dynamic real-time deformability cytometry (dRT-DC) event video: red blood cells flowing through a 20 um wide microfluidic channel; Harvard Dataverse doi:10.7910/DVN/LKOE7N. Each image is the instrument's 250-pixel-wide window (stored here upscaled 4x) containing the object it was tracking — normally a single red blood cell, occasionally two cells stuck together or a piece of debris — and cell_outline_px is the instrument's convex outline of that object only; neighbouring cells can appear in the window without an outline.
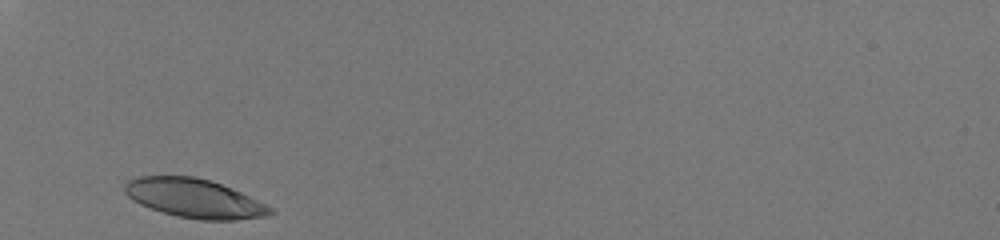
{"species": "human", "species_latin": "Homo sapiens", "temperature_condition": "room temperature", "stored_images_in_passage": 26, "camera_frame_rate_fps": 3000, "um_per_image_px": 0.085, "donor": {"sex": "male"}, "frame": {"image": 1, "passage_image": 1, "time_ms": 0.0, "image_size_px": [1000, 240], "cell_outline_px": [[276, 212], [268, 216], [236, 220], [200, 220], [176, 216], [140, 204], [132, 200], [124, 192], [124, 180], [136, 176], [192, 176], [208, 180], [220, 184], [240, 192], [272, 208]], "centroid_in_image_um": [16.47, 16.86], "position_along_channel_um": 68.5, "area_um2": 32.95}}
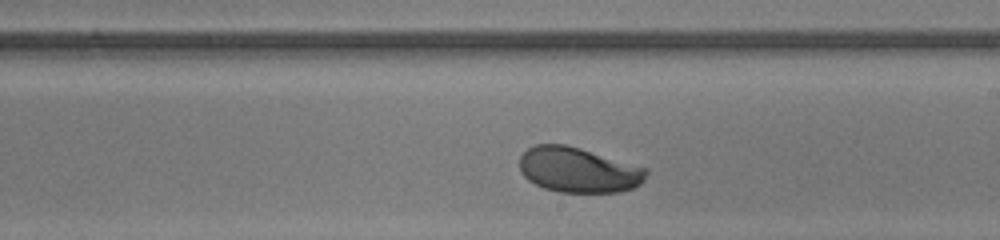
{"frame": {"image": 2, "passage_image": 15, "time_ms": 4.667, "image_size_px": [1000, 240], "cell_outline_px": [[648, 172], [644, 180], [636, 188], [620, 192], [560, 192], [544, 188], [528, 180], [520, 172], [520, 156], [528, 148], [536, 144], [564, 144], [580, 148], [648, 168]], "centroid_in_image_um": [49.18, 14.45], "position_along_channel_um": 239.8, "area_um2": 33.47}}
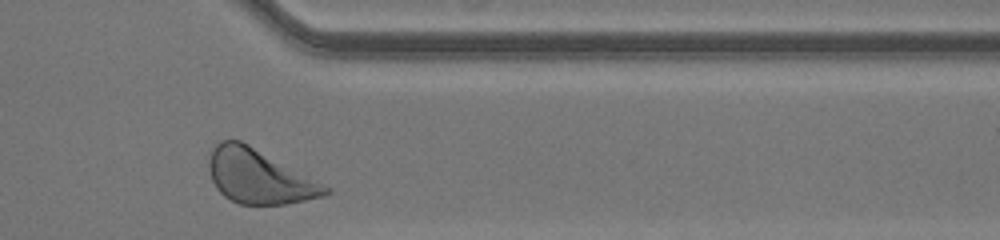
{"frame": {"image": 3, "passage_image": 26, "time_ms": 8.333, "image_size_px": [1000, 240], "cell_outline_px": [[332, 192], [320, 196], [304, 200], [284, 204], [240, 204], [224, 196], [216, 188], [212, 180], [208, 168], [208, 160], [212, 148], [220, 140], [240, 140], [248, 144], [328, 188]], "centroid_in_image_um": [21.91, 15.0], "position_along_channel_um": 389.5, "area_um2": 35.66}, "authors_computed_cell_mechanics": {"area_um2": 33.9575, "velocity_mm_per_s": 4.0697, "shape_relaxation_time_tau1_ms": 1.9692, "shape_relaxation_time_tau2_ms": null, "deformation_change_tau1": 0.1266, "deformation_change_tau2": null}}